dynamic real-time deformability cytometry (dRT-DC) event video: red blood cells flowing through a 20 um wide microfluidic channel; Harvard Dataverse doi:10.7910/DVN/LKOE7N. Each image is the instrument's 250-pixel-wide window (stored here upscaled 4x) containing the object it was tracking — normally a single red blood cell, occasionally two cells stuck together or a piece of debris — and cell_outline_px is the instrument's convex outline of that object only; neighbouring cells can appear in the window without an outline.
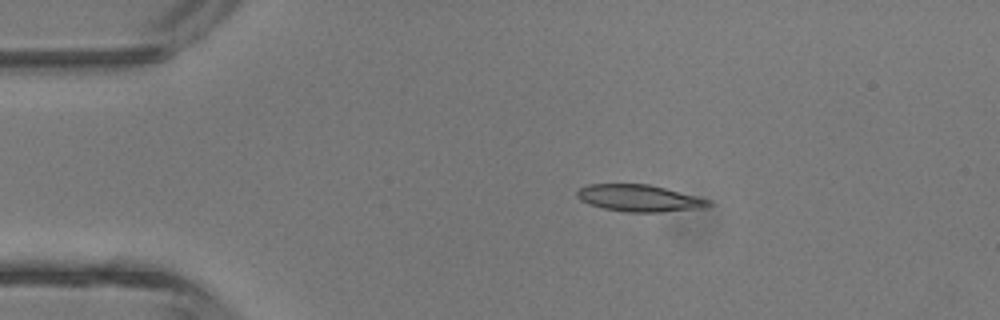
{"species": "common noctule bat (a hibernating species)", "species_latin": "Nyctalus noctula", "temperature_condition": "room temperature", "stored_images_in_passage": 4, "camera_frame_rate_fps": 3000, "um_per_image_px": 0.085, "animal": {"sex": "male", "body_mass_g": 13.3}, "frame": {"image": 1, "passage_image": 3, "time_ms": 2.333, "image_size_px": [1000, 320], "cell_outline_px": [[712, 204], [696, 208], [660, 212], [628, 212], [604, 208], [588, 204], [580, 200], [576, 196], [576, 192], [580, 188], [588, 184], [648, 184], [712, 200]], "centroid_in_image_um": [54.28, 16.84], "position_along_channel_um": 30.7, "area_um2": 20.29}}